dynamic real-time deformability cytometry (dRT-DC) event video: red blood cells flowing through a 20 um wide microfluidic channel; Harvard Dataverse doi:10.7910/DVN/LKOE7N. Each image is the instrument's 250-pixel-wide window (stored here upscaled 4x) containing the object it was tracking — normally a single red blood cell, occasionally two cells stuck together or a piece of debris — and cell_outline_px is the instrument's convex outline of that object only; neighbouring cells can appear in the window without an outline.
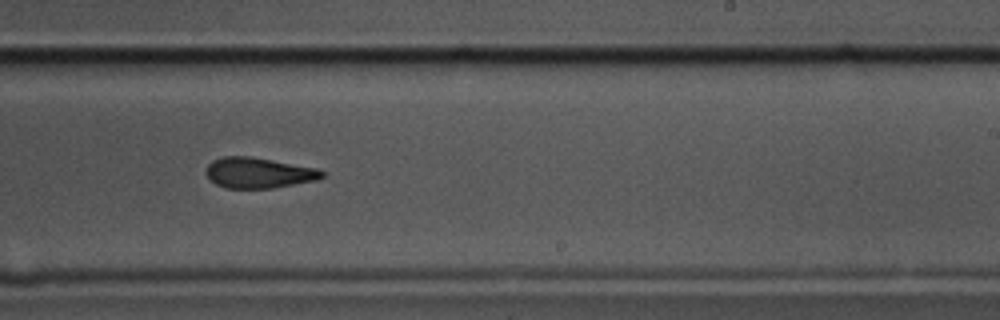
{"species": "common noctule bat (a hibernating species)", "species_latin": "Nyctalus noctula", "temperature_condition": "cold", "stored_images_in_passage": 12, "camera_frame_rate_fps": 3000, "um_per_image_px": 0.085, "animal": {"sex": "male", "body_mass_g": 17.5, "forearm_length_mm": 52.3}, "frame": {"image": 1, "passage_image": 9, "time_ms": 2.667, "image_size_px": [1000, 320], "cell_outline_px": [[324, 176], [316, 180], [272, 188], [224, 188], [216, 184], [208, 176], [208, 164], [212, 160], [224, 156], [252, 156], [316, 168], [324, 172]], "centroid_in_image_um": [21.98, 14.68], "position_along_channel_um": 267.0, "area_um2": 20.46}}
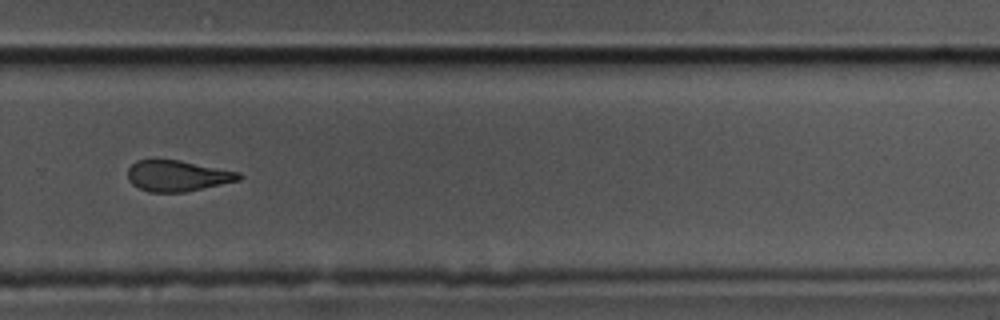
{"frame": {"image": 2, "passage_image": 10, "time_ms": 3.0, "image_size_px": [1000, 320], "cell_outline_px": [[244, 176], [240, 180], [184, 192], [148, 192], [132, 184], [128, 180], [128, 168], [136, 160], [152, 156], [156, 156], [180, 160], [240, 172]], "centroid_in_image_um": [15.04, 14.89], "position_along_channel_um": 314.8, "area_um2": 20.69}}